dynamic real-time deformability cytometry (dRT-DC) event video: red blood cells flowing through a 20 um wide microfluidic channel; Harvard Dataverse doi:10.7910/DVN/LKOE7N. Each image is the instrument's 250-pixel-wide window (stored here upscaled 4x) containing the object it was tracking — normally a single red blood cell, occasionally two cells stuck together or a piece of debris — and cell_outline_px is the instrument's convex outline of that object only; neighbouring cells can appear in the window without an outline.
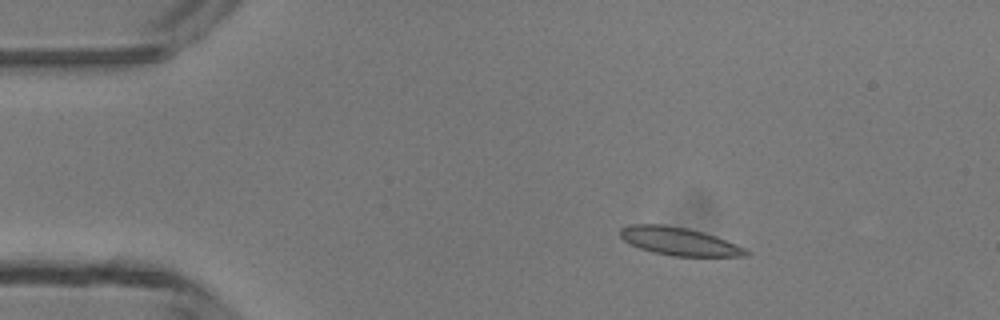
{"species": "common noctule bat (a hibernating species)", "species_latin": "Nyctalus noctula", "temperature_condition": "room temperature", "stored_images_in_passage": 5, "camera_frame_rate_fps": 3000, "um_per_image_px": 0.085, "animal": {"sex": "male", "body_mass_g": 13.3}, "frame": {"image": 1, "passage_image": 2, "time_ms": 1.333, "image_size_px": [1000, 320], "cell_outline_px": [[748, 256], [672, 256], [652, 252], [640, 248], [624, 240], [620, 236], [620, 228], [628, 224], [664, 224], [688, 228], [716, 236], [744, 248], [748, 252]], "centroid_in_image_um": [57.68, 20.5], "position_along_channel_um": 27.3, "area_um2": 20.4}}
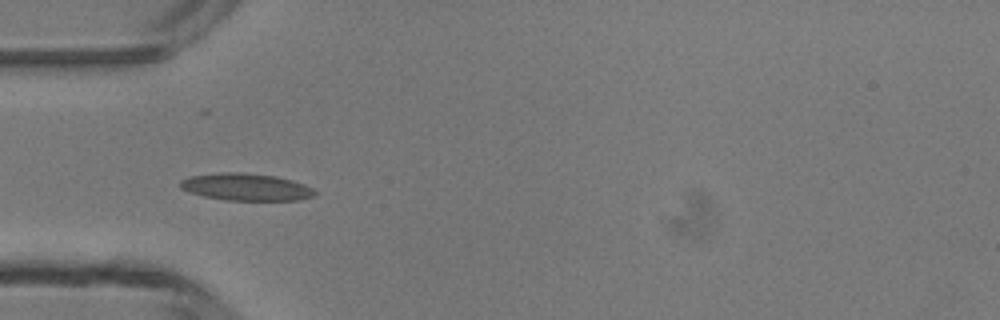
{"frame": {"image": 2, "passage_image": 4, "time_ms": 3.667, "image_size_px": [1000, 320], "cell_outline_px": [[316, 196], [300, 200], [224, 200], [204, 196], [188, 192], [180, 188], [180, 180], [188, 176], [220, 172], [244, 172], [276, 176], [292, 180], [304, 184], [312, 188], [316, 192]], "centroid_in_image_um": [20.9, 15.89], "position_along_channel_um": 64.1, "area_um2": 21.56}}
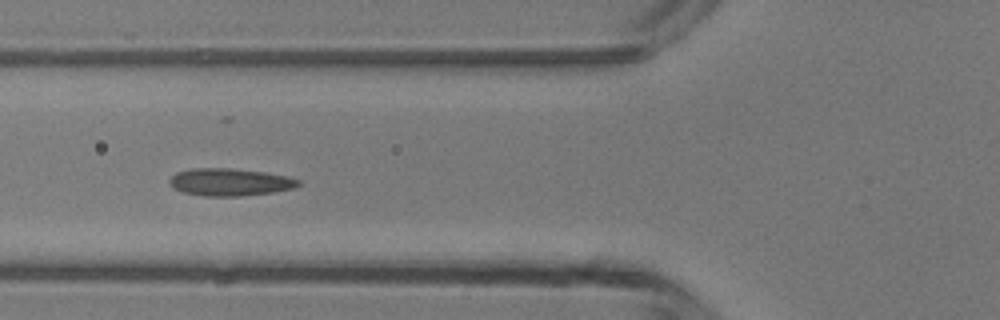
{"frame": {"image": 3, "passage_image": 5, "time_ms": 4.667, "image_size_px": [1000, 320], "cell_outline_px": [[300, 184], [292, 188], [272, 192], [240, 196], [204, 196], [184, 192], [172, 188], [168, 184], [168, 180], [176, 172], [192, 168], [228, 168], [264, 172], [284, 176], [300, 180]], "centroid_in_image_um": [19.47, 15.48], "position_along_channel_um": 106.3, "area_um2": 20.46}}